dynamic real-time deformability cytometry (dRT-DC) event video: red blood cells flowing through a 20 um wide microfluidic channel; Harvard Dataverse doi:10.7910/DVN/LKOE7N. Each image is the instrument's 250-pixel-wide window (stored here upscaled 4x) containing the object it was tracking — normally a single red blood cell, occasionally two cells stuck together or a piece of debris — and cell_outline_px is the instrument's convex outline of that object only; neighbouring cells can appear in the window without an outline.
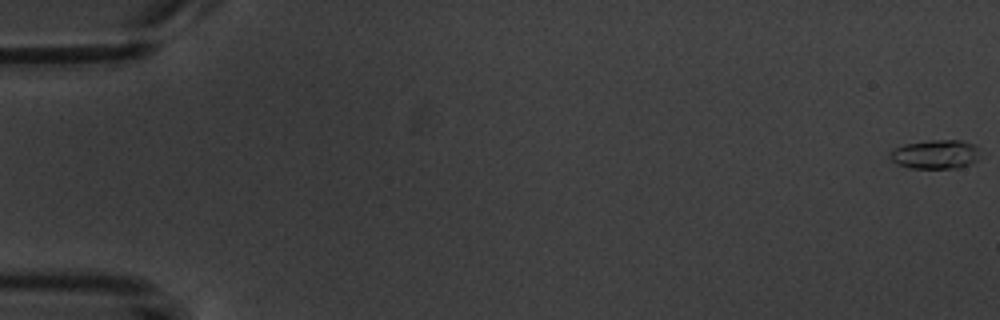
{"species": "common noctule bat (a hibernating species)", "species_latin": "Nyctalus noctula", "temperature_condition": "warm", "stored_images_in_passage": 6, "camera_frame_rate_fps": 3000, "um_per_image_px": 0.085, "animal": {"sex": "male", "body_mass_g": 20.1, "forearm_length_mm": 53.5}, "frame": {"image": 1, "passage_image": 1, "time_ms": 0.0, "image_size_px": [1000, 320], "cell_outline_px": [[976, 160], [972, 164], [960, 168], [908, 168], [896, 164], [888, 156], [888, 152], [904, 144], [928, 140], [960, 140], [976, 144]], "centroid_in_image_um": [79.46, 13.12], "position_along_channel_um": 5.5, "area_um2": 15.32}}
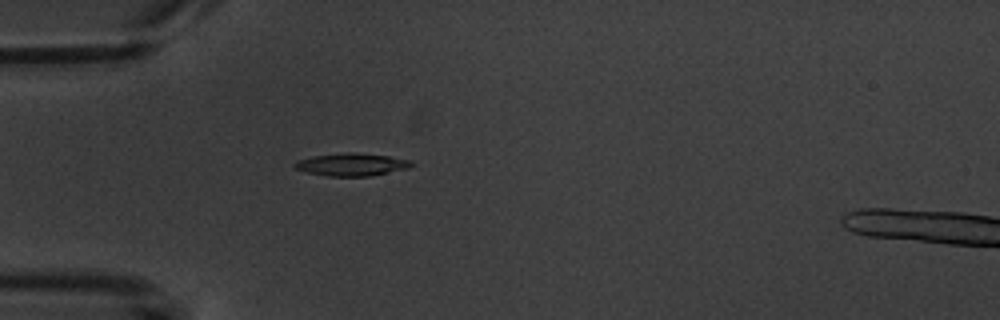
{"frame": {"image": 2, "passage_image": 5, "time_ms": 5.667, "image_size_px": [1000, 320], "cell_outline_px": [[416, 164], [408, 168], [368, 176], [328, 176], [308, 172], [296, 168], [292, 164], [296, 160], [312, 156], [348, 152], [352, 152], [388, 156], [412, 160]], "centroid_in_image_um": [29.9, 13.97], "position_along_channel_um": 55.1, "area_um2": 15.32}}